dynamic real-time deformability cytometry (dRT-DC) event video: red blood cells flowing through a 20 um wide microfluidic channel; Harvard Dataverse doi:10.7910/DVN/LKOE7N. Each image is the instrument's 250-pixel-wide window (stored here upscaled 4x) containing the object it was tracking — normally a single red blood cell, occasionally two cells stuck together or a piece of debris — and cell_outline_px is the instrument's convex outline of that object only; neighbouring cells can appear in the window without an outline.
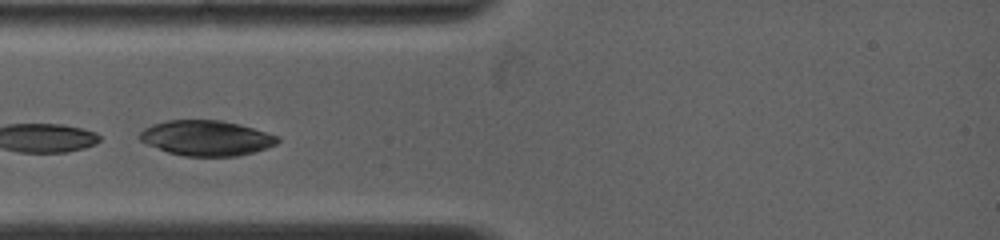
{"species": "common noctule bat (a hibernating species)", "species_latin": "Nyctalus noctula", "temperature_condition": "warm", "stored_images_in_passage": 3, "camera_frame_rate_fps": 5000, "um_per_image_px": 0.085, "animal": {"sex": "female", "body_mass_g": 19.0, "forearm_length_mm": 53.3}, "frame": {"image": 1, "passage_image": 1, "time_ms": 0.0, "image_size_px": [1000, 240], "cell_outline_px": [[280, 140], [276, 144], [252, 152], [236, 156], [184, 156], [168, 152], [148, 144], [140, 140], [140, 132], [144, 128], [152, 124], [168, 120], [220, 120], [240, 124], [280, 136]], "centroid_in_image_um": [17.55, 11.72], "position_along_channel_um": 67.4, "area_um2": 28.15}}
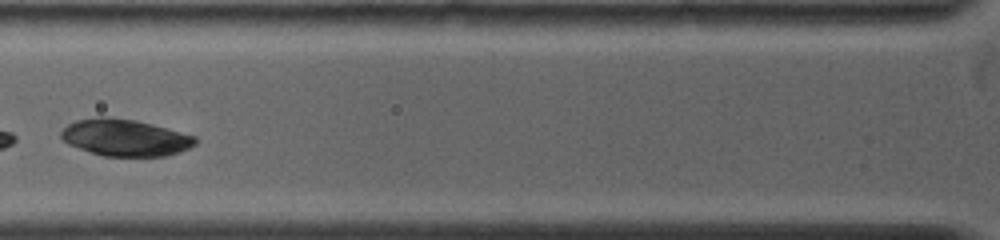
{"frame": {"image": 2, "passage_image": 3, "time_ms": 1.2, "image_size_px": [1000, 240], "cell_outline_px": [[196, 144], [180, 152], [164, 156], [104, 156], [68, 144], [60, 136], [60, 132], [68, 124], [76, 120], [100, 116], [104, 116], [136, 120], [152, 124], [196, 136]], "centroid_in_image_um": [10.63, 11.69], "position_along_channel_um": 115.2, "area_um2": 28.67}}